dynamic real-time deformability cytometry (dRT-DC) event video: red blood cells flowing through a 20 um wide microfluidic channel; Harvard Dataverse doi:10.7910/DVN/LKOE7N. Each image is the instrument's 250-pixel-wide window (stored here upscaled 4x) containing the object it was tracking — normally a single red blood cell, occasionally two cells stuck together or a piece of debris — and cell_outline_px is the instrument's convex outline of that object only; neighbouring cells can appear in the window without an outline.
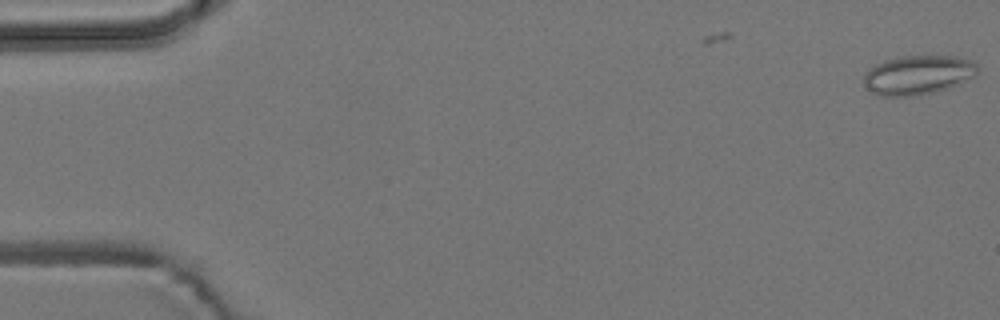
{"species": "common noctule bat (a hibernating species)", "species_latin": "Nyctalus noctula", "temperature_condition": "room temperature", "stored_images_in_passage": 5, "camera_frame_rate_fps": 3000, "um_per_image_px": 0.085, "animal": {"sex": "male", "body_mass_g": 19.2, "forearm_length_mm": 51.8}, "frame": {"image": 1, "passage_image": 5, "time_ms": 1.333, "image_size_px": [1000, 320], "cell_outline_px": [[980, 68], [976, 76], [960, 84], [932, 92], [916, 96], [880, 96], [872, 92], [864, 84], [864, 76], [868, 68], [884, 60], [896, 56], [956, 56], [972, 60]], "centroid_in_image_um": [78.05, 6.36], "position_along_channel_um": 6.9, "area_um2": 26.3}}